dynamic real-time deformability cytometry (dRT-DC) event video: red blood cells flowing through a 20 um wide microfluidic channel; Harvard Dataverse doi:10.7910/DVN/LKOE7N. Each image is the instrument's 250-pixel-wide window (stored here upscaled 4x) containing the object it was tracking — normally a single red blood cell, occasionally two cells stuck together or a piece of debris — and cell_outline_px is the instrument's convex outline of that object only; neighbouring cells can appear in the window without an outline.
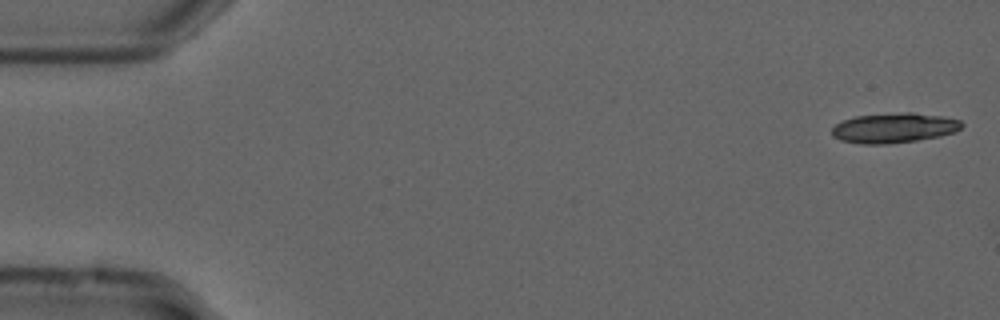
{"species": "common noctule bat (a hibernating species)", "species_latin": "Nyctalus noctula", "temperature_condition": "cold", "stored_images_in_passage": 6, "camera_frame_rate_fps": 3000, "um_per_image_px": 0.085, "animal": {"sex": "male", "forearm_length_mm": 52.5}, "frame": {"image": 1, "passage_image": 1, "time_ms": 0.0, "image_size_px": [1000, 320], "cell_outline_px": [[964, 124], [956, 132], [940, 136], [916, 140], [888, 144], [864, 144], [840, 140], [832, 136], [832, 128], [836, 124], [844, 120], [856, 116], [904, 112], [912, 112], [944, 116], [960, 120]], "centroid_in_image_um": [76.02, 10.87], "position_along_channel_um": 9.0, "area_um2": 22.66}}